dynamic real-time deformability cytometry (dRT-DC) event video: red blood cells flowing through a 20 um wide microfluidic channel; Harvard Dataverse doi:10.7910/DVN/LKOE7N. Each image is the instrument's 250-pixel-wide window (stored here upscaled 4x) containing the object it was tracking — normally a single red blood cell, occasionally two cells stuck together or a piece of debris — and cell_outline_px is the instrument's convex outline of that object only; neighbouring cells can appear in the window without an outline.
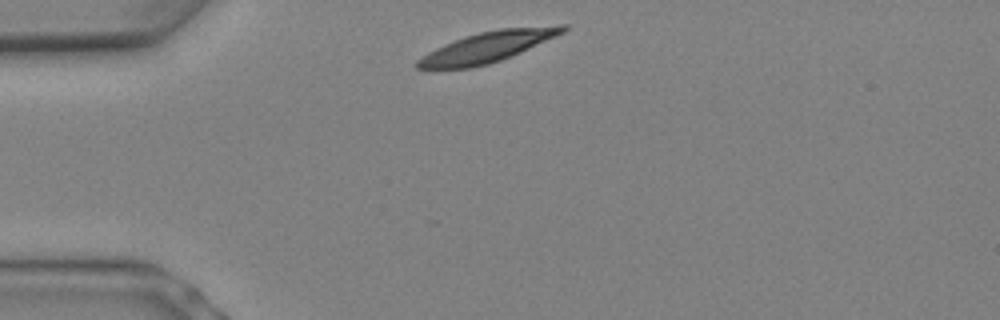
{"species": "Egyptian fruit bat (a non-hibernating species)", "species_latin": "Rousettus aegyptiacus", "temperature_condition": "warm", "stored_images_in_passage": 5, "camera_frame_rate_fps": 3000, "um_per_image_px": 0.085, "animal": {"sex": "female"}, "frame": {"image": 1, "passage_image": 1, "time_ms": 0.0, "image_size_px": [1000, 320], "cell_outline_px": [[568, 28], [564, 32], [556, 36], [512, 56], [488, 64], [472, 68], [416, 68], [412, 64], [416, 60], [428, 52], [444, 44], [464, 36], [480, 32], [500, 28], [560, 24], [568, 24]], "centroid_in_image_um": [41.46, 3.97], "position_along_channel_um": 43.5, "area_um2": 26.01}}
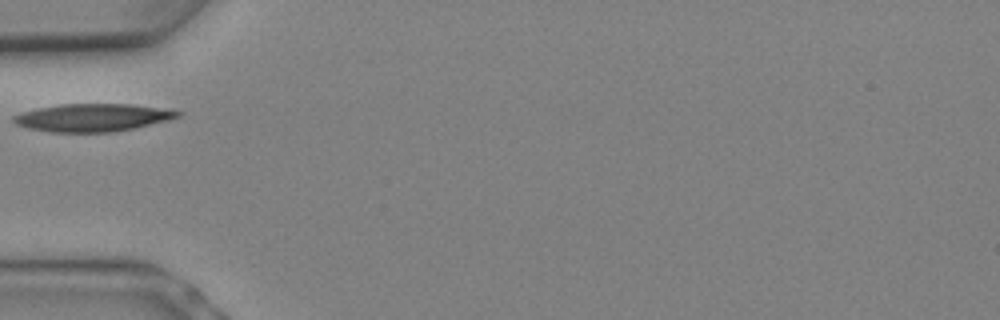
{"frame": {"image": 2, "passage_image": 3, "time_ms": 0.667, "image_size_px": [1000, 320], "cell_outline_px": [[184, 112], [180, 116], [168, 120], [116, 132], [48, 132], [28, 128], [16, 124], [12, 120], [12, 116], [24, 112], [40, 108], [60, 104], [132, 104]], "centroid_in_image_um": [7.86, 10.0], "position_along_channel_um": 77.1, "area_um2": 26.36}}